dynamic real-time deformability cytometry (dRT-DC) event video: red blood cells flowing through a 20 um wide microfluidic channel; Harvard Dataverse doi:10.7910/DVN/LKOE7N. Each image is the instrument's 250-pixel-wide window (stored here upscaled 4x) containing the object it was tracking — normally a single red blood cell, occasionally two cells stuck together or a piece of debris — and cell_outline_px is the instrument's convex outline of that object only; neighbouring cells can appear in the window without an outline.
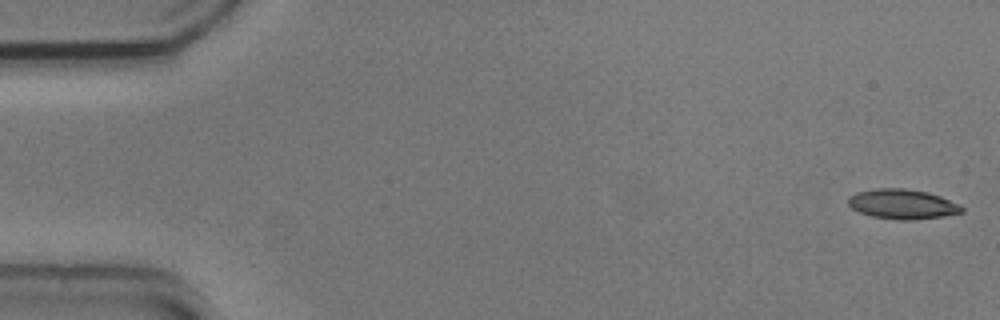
{"species": "common noctule bat (a hibernating species)", "species_latin": "Nyctalus noctula", "temperature_condition": "cold", "stored_images_in_passage": 52, "camera_frame_rate_fps": 3000, "um_per_image_px": 0.085, "animal": {"sex": "male", "body_mass_g": 20.5, "forearm_length_mm": 52.5}, "frame": {"image": 1, "passage_image": 1, "time_ms": 0.0, "image_size_px": [1000, 320], "cell_outline_px": [[964, 212], [944, 216], [912, 220], [900, 220], [872, 216], [860, 212], [852, 208], [848, 204], [848, 196], [856, 192], [876, 188], [904, 188], [928, 192], [940, 196], [960, 204], [964, 208]], "centroid_in_image_um": [76.72, 17.34], "position_along_channel_um": 8.3, "area_um2": 19.83}}
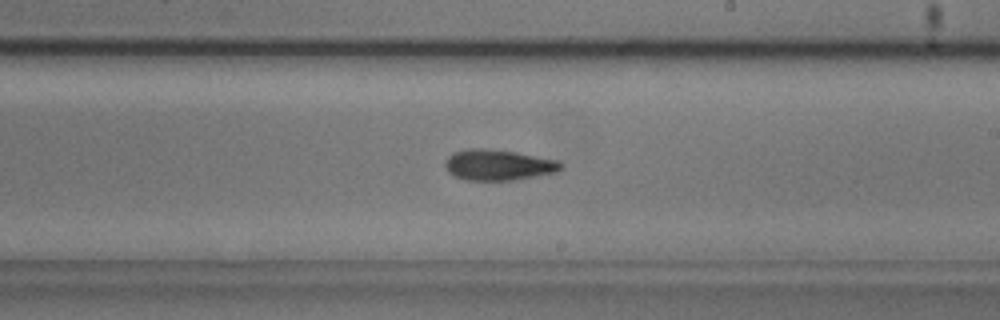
{"frame": {"image": 2, "passage_image": 31, "time_ms": 10.0, "image_size_px": [1000, 320], "cell_outline_px": [[564, 164], [556, 172], [536, 176], [512, 180], [464, 180], [452, 176], [448, 172], [444, 164], [448, 156], [452, 152], [468, 148], [484, 148], [516, 152], [560, 160]], "centroid_in_image_um": [42.33, 14.01], "position_along_channel_um": 246.7, "area_um2": 20.98}}
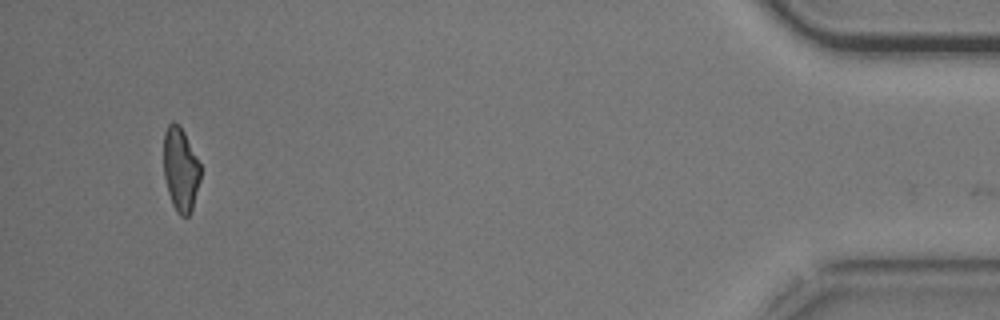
{"frame": {"image": 3, "passage_image": 51, "time_ms": 16.667, "image_size_px": [1000, 320], "cell_outline_px": [[200, 180], [192, 208], [188, 216], [180, 216], [176, 212], [172, 204], [168, 192], [164, 176], [164, 132], [168, 124], [172, 120], [180, 124], [200, 164]], "centroid_in_image_um": [15.33, 14.38], "position_along_channel_um": 419.9, "area_um2": 17.98}}